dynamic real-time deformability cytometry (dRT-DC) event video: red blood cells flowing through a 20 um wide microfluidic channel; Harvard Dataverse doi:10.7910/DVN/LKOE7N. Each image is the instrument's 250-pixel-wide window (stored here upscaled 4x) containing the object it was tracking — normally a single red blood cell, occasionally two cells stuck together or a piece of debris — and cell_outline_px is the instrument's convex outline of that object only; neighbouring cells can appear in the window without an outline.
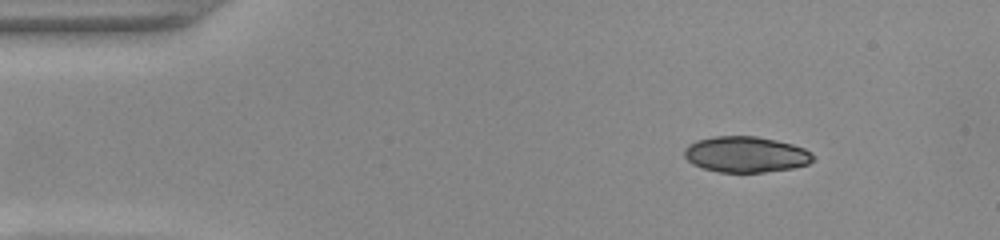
{"species": "common noctule bat (a hibernating species)", "species_latin": "Nyctalus noctula", "temperature_condition": "warm", "stored_images_in_passage": 46, "camera_frame_rate_fps": 3000, "um_per_image_px": 0.085, "animal": {"sex": "female", "body_mass_g": 22.0, "forearm_length_mm": 56.7}, "frame": {"image": 1, "passage_image": 1, "time_ms": 0.0, "image_size_px": [1000, 240], "cell_outline_px": [[816, 156], [808, 164], [792, 168], [764, 172], [720, 172], [704, 168], [692, 164], [684, 156], [684, 148], [688, 144], [696, 140], [716, 136], [756, 136], [776, 140], [792, 144], [804, 148], [812, 152]], "centroid_in_image_um": [63.4, 13.12], "position_along_channel_um": 21.6, "area_um2": 26.99}}